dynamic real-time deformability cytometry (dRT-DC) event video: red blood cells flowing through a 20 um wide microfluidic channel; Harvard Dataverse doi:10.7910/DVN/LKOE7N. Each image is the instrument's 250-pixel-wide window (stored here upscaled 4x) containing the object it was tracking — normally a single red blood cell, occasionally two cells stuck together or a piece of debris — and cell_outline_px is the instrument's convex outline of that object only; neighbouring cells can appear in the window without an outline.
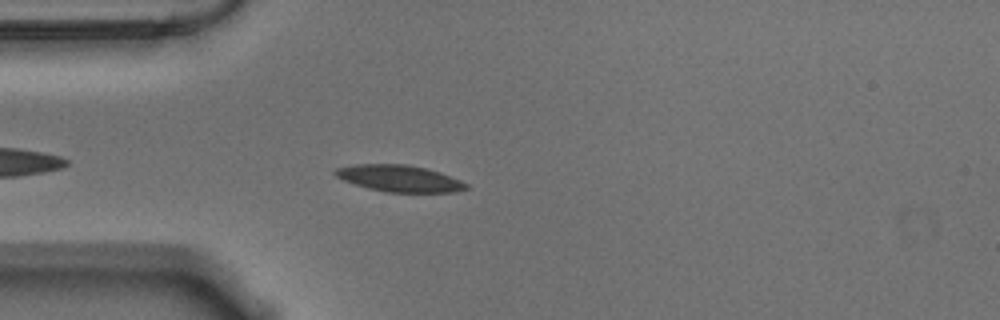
{"species": "Egyptian fruit bat (a non-hibernating species)", "species_latin": "Rousettus aegyptiacus", "temperature_condition": "warm", "stored_images_in_passage": 20, "camera_frame_rate_fps": 3000, "um_per_image_px": 0.085, "animal": {"sex": "male"}, "frame": {"image": 1, "passage_image": 5, "time_ms": 1.333, "image_size_px": [1000, 320], "cell_outline_px": [[468, 188], [456, 192], [388, 192], [368, 188], [344, 180], [336, 176], [332, 172], [336, 168], [356, 164], [408, 164], [440, 172], [460, 180], [468, 184]], "centroid_in_image_um": [33.95, 15.16], "position_along_channel_um": 51.0, "area_um2": 20.17}}
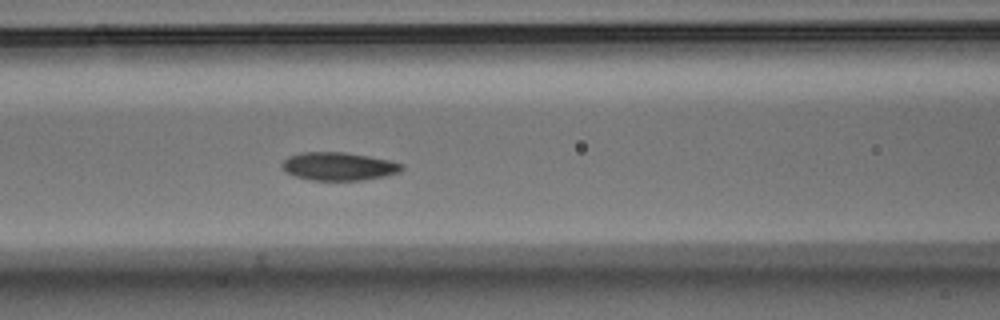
{"frame": {"image": 2, "passage_image": 13, "time_ms": 4.0, "image_size_px": [1000, 320], "cell_outline_px": [[404, 168], [400, 172], [384, 176], [360, 180], [312, 180], [296, 176], [288, 172], [280, 164], [288, 156], [300, 152], [344, 152], [368, 156], [388, 160], [404, 164]], "centroid_in_image_um": [28.8, 14.13], "position_along_channel_um": 137.8, "area_um2": 19.48}}
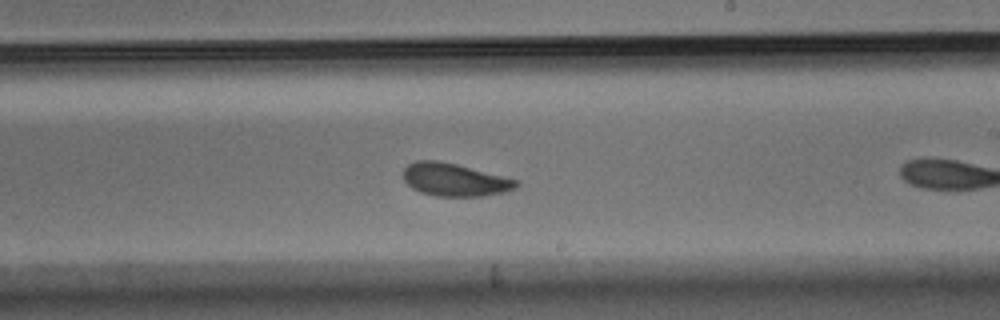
{"frame": {"image": 3, "passage_image": 19, "time_ms": 6.0, "image_size_px": [1000, 320], "cell_outline_px": [[520, 184], [516, 188], [504, 192], [484, 196], [436, 196], [420, 192], [412, 188], [404, 180], [404, 168], [408, 164], [416, 160], [436, 160], [456, 164], [520, 180]], "centroid_in_image_um": [38.67, 15.28], "position_along_channel_um": 250.3, "area_um2": 21.68}}